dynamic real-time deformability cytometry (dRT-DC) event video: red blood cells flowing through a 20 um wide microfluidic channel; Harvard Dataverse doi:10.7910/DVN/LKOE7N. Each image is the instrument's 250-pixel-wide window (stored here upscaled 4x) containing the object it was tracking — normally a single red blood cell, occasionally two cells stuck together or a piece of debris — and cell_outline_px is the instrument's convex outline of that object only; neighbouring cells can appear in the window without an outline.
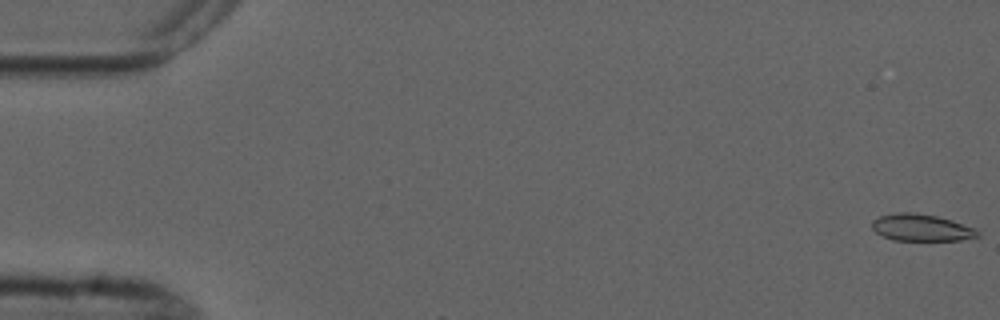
{"species": "common noctule bat (a hibernating species)", "species_latin": "Nyctalus noctula", "temperature_condition": "cold", "stored_images_in_passage": 2, "camera_frame_rate_fps": 3000, "um_per_image_px": 0.085, "animal": {"sex": "male", "forearm_length_mm": 52.5}, "frame": {"image": 1, "passage_image": 1, "time_ms": 0.0, "image_size_px": [1000, 320], "cell_outline_px": [[980, 236], [960, 240], [896, 240], [884, 236], [876, 232], [872, 228], [872, 220], [880, 216], [900, 212], [908, 212], [936, 216], [952, 220], [976, 228], [980, 232]], "centroid_in_image_um": [78.35, 19.35], "position_along_channel_um": 6.6, "area_um2": 16.42}}